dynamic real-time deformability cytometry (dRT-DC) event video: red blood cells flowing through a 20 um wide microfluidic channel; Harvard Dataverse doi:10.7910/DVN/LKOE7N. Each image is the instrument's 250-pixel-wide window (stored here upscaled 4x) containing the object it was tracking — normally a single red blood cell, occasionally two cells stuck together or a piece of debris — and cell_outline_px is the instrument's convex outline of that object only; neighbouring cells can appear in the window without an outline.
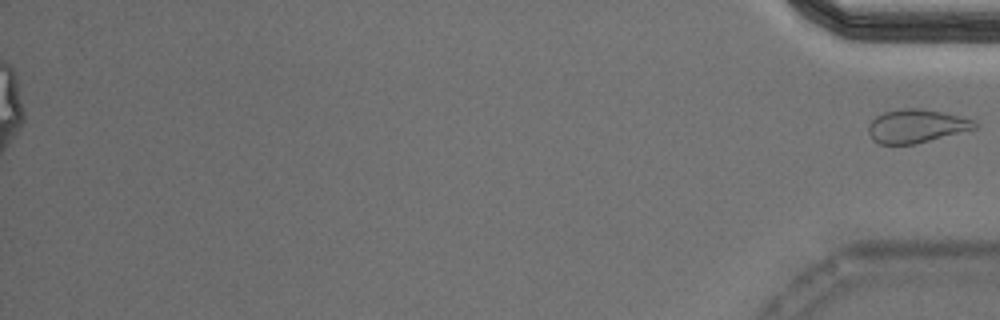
{"species": "Egyptian fruit bat (a non-hibernating species)", "species_latin": "Rousettus aegyptiacus", "temperature_condition": "cold", "stored_images_in_passage": 54, "segment_of_instrument_passage": [2, 2], "camera_frame_rate_fps": 3000, "um_per_image_px": 0.085, "animal": {"sex": "male"}, "frame": {"image": 1, "passage_image": 54, "time_ms": 17.667, "image_size_px": [1000, 320], "cell_outline_px": [[976, 128], [912, 144], [880, 144], [872, 140], [868, 132], [868, 124], [876, 116], [884, 112], [904, 108], [920, 108], [944, 112], [960, 116], [972, 120], [976, 124]], "centroid_in_image_um": [77.83, 10.7], "position_along_channel_um": 357.4, "area_um2": 20.4}}